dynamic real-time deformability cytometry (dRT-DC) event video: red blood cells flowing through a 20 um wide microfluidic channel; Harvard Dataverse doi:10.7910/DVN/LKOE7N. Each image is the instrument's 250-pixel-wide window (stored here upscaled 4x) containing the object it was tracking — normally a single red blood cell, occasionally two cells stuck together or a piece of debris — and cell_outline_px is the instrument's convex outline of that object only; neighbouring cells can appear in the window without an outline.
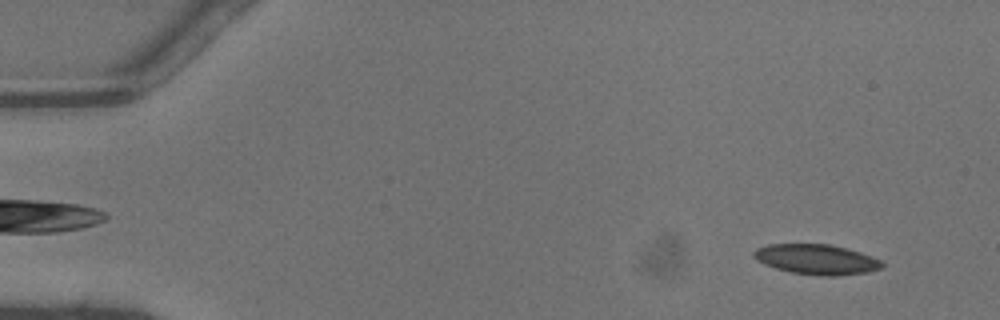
{"species": "common noctule bat (a hibernating species)", "species_latin": "Nyctalus noctula", "temperature_condition": "warm", "stored_images_in_passage": 47, "camera_frame_rate_fps": 3000, "um_per_image_px": 0.085, "animal": {"sex": "male", "body_mass_g": 13.3}, "frame": {"image": 1, "passage_image": 4, "time_ms": 1.0, "image_size_px": [1000, 320], "cell_outline_px": [[884, 268], [868, 272], [836, 276], [820, 276], [792, 272], [776, 268], [764, 264], [756, 260], [752, 256], [752, 252], [756, 248], [768, 244], [828, 244], [848, 248], [872, 256], [880, 260], [884, 264]], "centroid_in_image_um": [69.41, 22.04], "position_along_channel_um": 15.6, "area_um2": 22.72}}
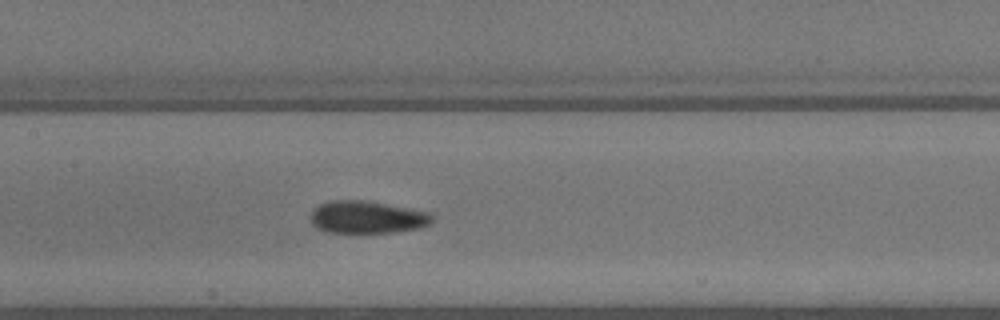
{"frame": {"image": 2, "passage_image": 23, "time_ms": 7.333, "image_size_px": [1000, 320], "cell_outline_px": [[432, 220], [428, 224], [420, 228], [396, 232], [324, 232], [316, 228], [312, 224], [312, 212], [320, 204], [332, 200], [364, 200], [428, 212], [432, 216]], "centroid_in_image_um": [31.18, 18.47], "position_along_channel_um": 176.2, "area_um2": 22.66}}
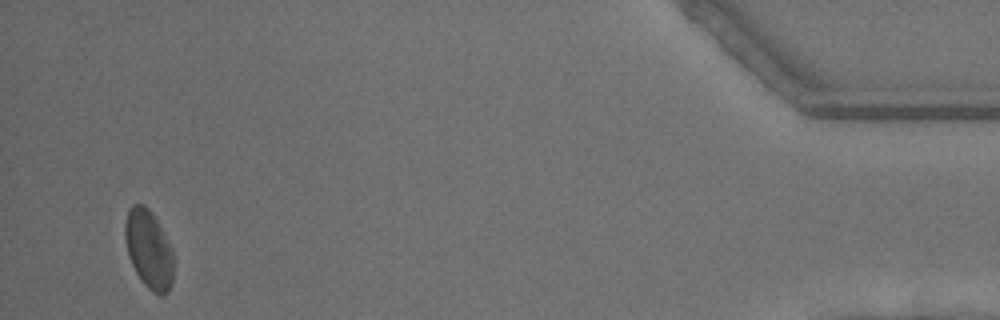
{"frame": {"image": 3, "passage_image": 45, "time_ms": 14.667, "image_size_px": [1000, 320], "cell_outline_px": [[172, 284], [168, 292], [164, 296], [160, 296], [152, 292], [144, 284], [136, 272], [128, 256], [124, 236], [124, 220], [128, 208], [132, 204], [144, 204], [152, 212], [172, 252]], "centroid_in_image_um": [12.6, 21.19], "position_along_channel_um": 422.6, "area_um2": 22.08}, "authors_computed_cell_mechanics": {"area_um2": 22.7154, "velocity_mm_per_s": 4.4796, "shape_relaxation_time_tau1_ms": 7.4932, "shape_relaxation_time_tau2_ms": 1.2944, "deformation_change_tau1": 0.1337, "deformation_change_tau2": 0.0617}}